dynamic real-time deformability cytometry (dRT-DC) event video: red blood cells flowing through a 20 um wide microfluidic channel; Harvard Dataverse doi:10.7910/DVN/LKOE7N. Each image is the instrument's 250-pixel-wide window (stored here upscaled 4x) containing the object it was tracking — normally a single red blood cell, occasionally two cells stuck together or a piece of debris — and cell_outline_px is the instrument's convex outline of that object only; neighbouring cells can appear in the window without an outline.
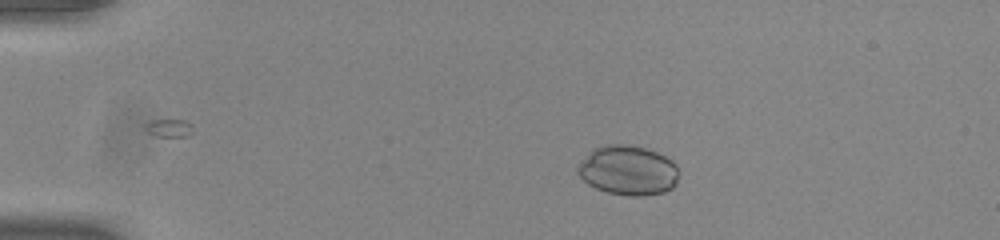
{"species": "common noctule bat (a hibernating species)", "species_latin": "Nyctalus noctula", "temperature_condition": "room temperature", "stored_images_in_passage": 38, "camera_frame_rate_fps": 3000, "um_per_image_px": 0.085, "animal": {"sex": "male", "body_mass_g": 20.0, "forearm_length_mm": 53.3}, "frame": {"image": 1, "passage_image": 2, "time_ms": 0.333, "image_size_px": [1000, 240], "cell_outline_px": [[680, 172], [676, 184], [672, 188], [664, 192], [644, 196], [628, 196], [608, 192], [596, 188], [588, 184], [576, 172], [576, 168], [592, 148], [608, 144], [628, 144], [644, 148], [656, 152], [672, 160], [676, 164]], "centroid_in_image_um": [53.4, 14.48], "position_along_channel_um": 31.6, "area_um2": 29.48}}
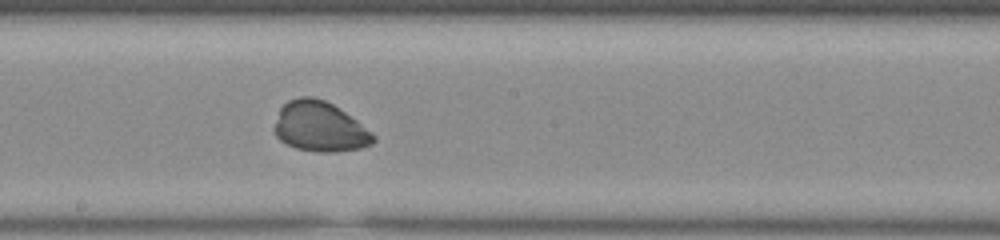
{"frame": {"image": 2, "passage_image": 22, "time_ms": 7.0, "image_size_px": [1000, 240], "cell_outline_px": [[376, 140], [372, 144], [360, 148], [332, 152], [316, 152], [296, 148], [280, 140], [276, 136], [272, 128], [280, 108], [288, 100], [300, 96], [312, 96], [324, 100], [332, 104], [356, 120], [372, 132], [376, 136]], "centroid_in_image_um": [27.16, 10.77], "position_along_channel_um": 221.0, "area_um2": 28.9}}
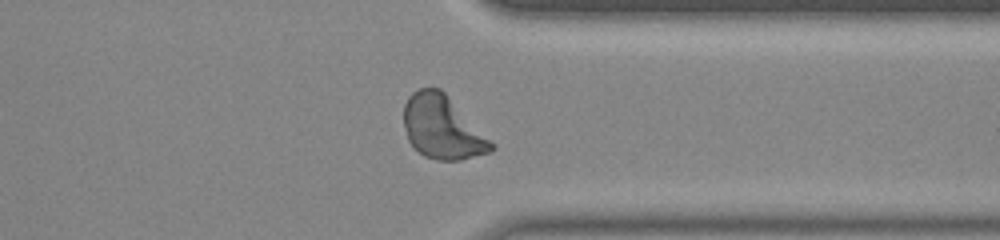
{"frame": {"image": 3, "passage_image": 34, "time_ms": 11.0, "image_size_px": [1000, 240], "cell_outline_px": [[496, 148], [492, 152], [460, 160], [436, 160], [424, 156], [408, 140], [404, 128], [404, 104], [408, 96], [412, 92], [420, 88], [440, 88], [496, 144]], "centroid_in_image_um": [37.62, 10.84], "position_along_channel_um": 373.8, "area_um2": 32.37}, "authors_computed_cell_mechanics": {"area_um2": 29.2179, "velocity_mm_per_s": 3.846, "shape_relaxation_time_tau1_ms": 1.0689, "shape_relaxation_time_tau2_ms": 2.1656, "deformation_change_tau1": 0.055, "deformation_change_tau2": 0.0598}}